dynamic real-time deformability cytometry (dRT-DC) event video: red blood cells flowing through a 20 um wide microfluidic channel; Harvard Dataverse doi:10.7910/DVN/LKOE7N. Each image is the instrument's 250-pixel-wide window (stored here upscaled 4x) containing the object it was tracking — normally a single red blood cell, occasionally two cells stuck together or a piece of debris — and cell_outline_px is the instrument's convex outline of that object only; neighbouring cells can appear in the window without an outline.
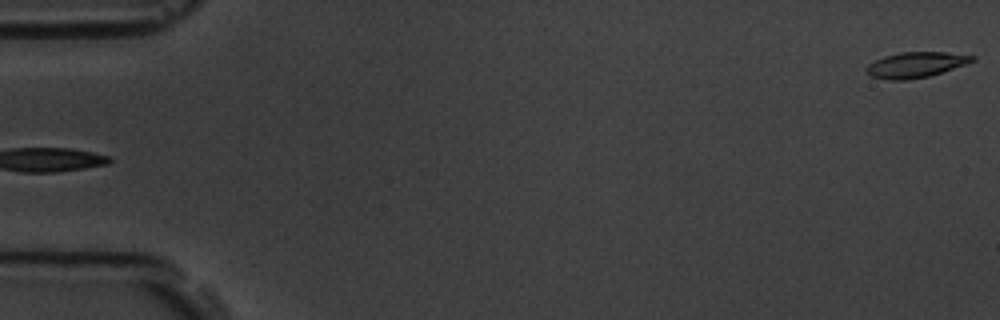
{"species": "common noctule bat (a hibernating species)", "species_latin": "Nyctalus noctula", "temperature_condition": "room temperature", "stored_images_in_passage": 6, "segment_of_instrument_passage": [2, 2], "camera_frame_rate_fps": 3000, "um_per_image_px": 0.085, "animal": {"sex": "male", "body_mass_g": 19.5, "forearm_length_mm": 54.6}, "frame": {"image": 1, "passage_image": 6, "time_ms": 5.667, "image_size_px": [1000, 320], "cell_outline_px": [[976, 60], [928, 76], [904, 80], [888, 80], [872, 76], [864, 68], [868, 64], [884, 56], [900, 52], [944, 52], [976, 56]], "centroid_in_image_um": [77.81, 5.5], "position_along_channel_um": 7.2, "area_um2": 15.43}}